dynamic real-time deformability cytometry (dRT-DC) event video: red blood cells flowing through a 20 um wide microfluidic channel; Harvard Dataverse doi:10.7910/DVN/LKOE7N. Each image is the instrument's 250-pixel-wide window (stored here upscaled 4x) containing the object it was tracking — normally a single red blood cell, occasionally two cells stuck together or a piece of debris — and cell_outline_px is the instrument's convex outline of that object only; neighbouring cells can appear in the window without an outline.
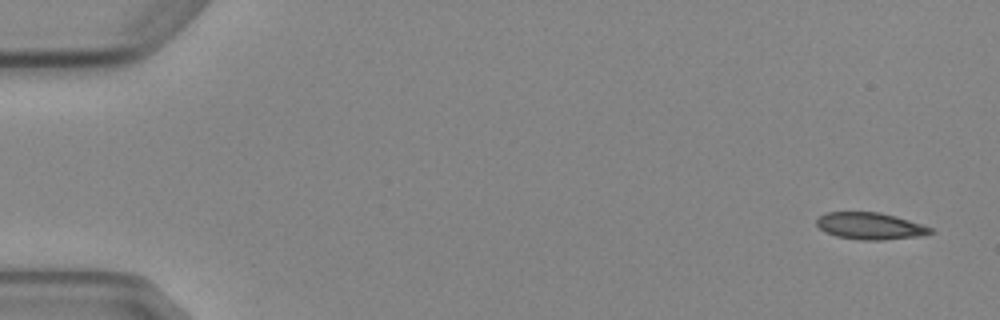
{"species": "Egyptian fruit bat (a non-hibernating species)", "species_latin": "Rousettus aegyptiacus", "temperature_condition": "cold", "stored_images_in_passage": 5, "camera_frame_rate_fps": 3000, "um_per_image_px": 0.085, "animal": {"sex": "female"}, "frame": {"image": 1, "passage_image": 1, "time_ms": 0.0, "image_size_px": [1000, 320], "cell_outline_px": [[936, 232], [924, 236], [884, 240], [860, 240], [836, 236], [824, 232], [816, 224], [816, 220], [824, 212], [880, 212], [896, 216], [932, 228]], "centroid_in_image_um": [73.98, 19.22], "position_along_channel_um": 11.0, "area_um2": 18.03}}